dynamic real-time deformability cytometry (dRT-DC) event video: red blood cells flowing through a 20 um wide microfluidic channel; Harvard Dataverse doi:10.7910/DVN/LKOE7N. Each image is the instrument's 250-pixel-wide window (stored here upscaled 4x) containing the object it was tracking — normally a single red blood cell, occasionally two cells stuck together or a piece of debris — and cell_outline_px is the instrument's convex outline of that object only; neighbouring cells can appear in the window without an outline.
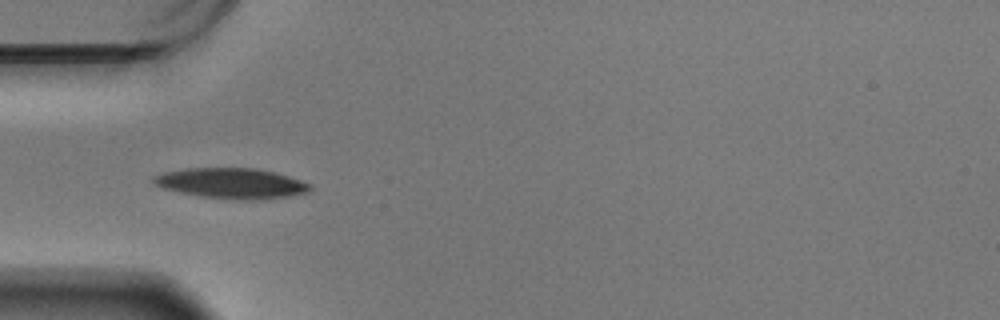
{"species": "Egyptian fruit bat (a non-hibernating species)", "species_latin": "Rousettus aegyptiacus", "temperature_condition": "warm", "stored_images_in_passage": 41, "camera_frame_rate_fps": 3000, "um_per_image_px": 0.085, "animal": {"sex": "male"}, "frame": {"image": 1, "passage_image": 1, "time_ms": 0.0, "image_size_px": [1000, 320], "cell_outline_px": [[312, 188], [308, 192], [288, 196], [256, 200], [200, 196], [160, 188], [152, 180], [156, 176], [164, 172], [188, 168], [256, 168], [276, 172], [312, 184]], "centroid_in_image_um": [19.7, 15.57], "position_along_channel_um": 65.3, "area_um2": 27.46}}
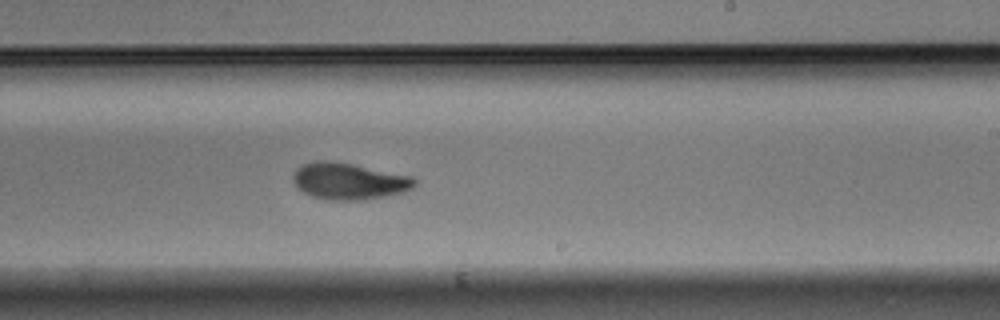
{"frame": {"image": 2, "passage_image": 18, "time_ms": 5.667, "image_size_px": [1000, 320], "cell_outline_px": [[416, 184], [412, 188], [404, 192], [384, 196], [360, 200], [328, 200], [312, 196], [304, 192], [292, 180], [292, 176], [296, 168], [304, 164], [320, 160], [328, 160], [352, 164], [412, 176], [416, 180]], "centroid_in_image_um": [29.66, 15.4], "position_along_channel_um": 259.3, "area_um2": 25.72}}
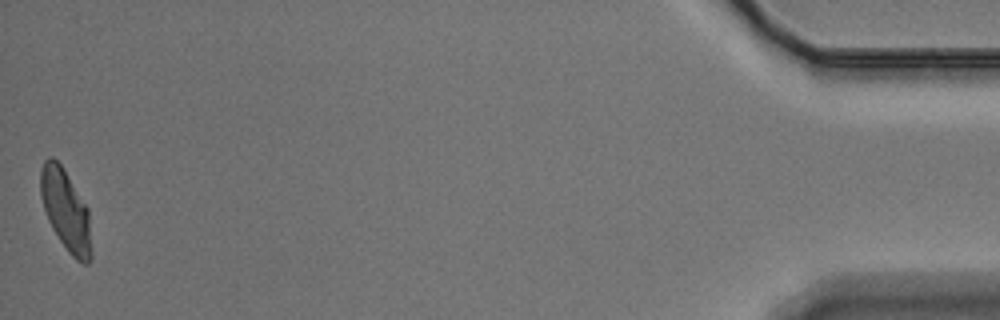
{"frame": {"image": 3, "passage_image": 41, "time_ms": 13.333, "image_size_px": [1000, 320], "cell_outline_px": [[92, 256], [88, 264], [84, 264], [76, 260], [68, 252], [52, 228], [48, 220], [40, 196], [40, 172], [44, 160], [48, 156], [52, 156], [60, 164], [88, 208], [92, 252]], "centroid_in_image_um": [5.59, 17.89], "position_along_channel_um": 429.6, "area_um2": 23.93}, "authors_computed_cell_mechanics": {"area_um2": 25.3164, "velocity_mm_per_s": 3.426, "shape_relaxation_time_tau1_ms": 2.8749, "shape_relaxation_time_tau2_ms": 3.7584, "deformation_change_tau1": 0.1534, "deformation_change_tau2": 0.073}}